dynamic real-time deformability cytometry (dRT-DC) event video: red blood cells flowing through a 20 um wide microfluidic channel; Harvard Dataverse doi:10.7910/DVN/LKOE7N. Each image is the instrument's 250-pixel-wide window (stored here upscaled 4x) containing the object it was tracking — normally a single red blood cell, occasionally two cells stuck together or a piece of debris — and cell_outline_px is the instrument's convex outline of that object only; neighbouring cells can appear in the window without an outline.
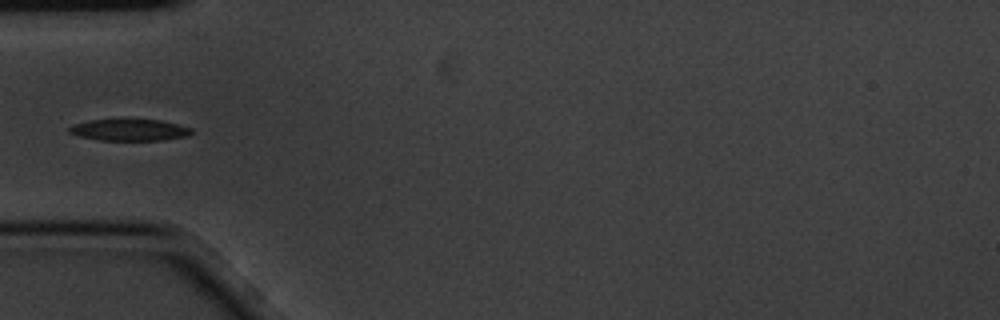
{"species": "common noctule bat (a hibernating species)", "species_latin": "Nyctalus noctula", "temperature_condition": "cold", "stored_images_in_passage": 5, "camera_frame_rate_fps": 3000, "um_per_image_px": 0.085, "animal": {"sex": "male", "body_mass_g": 20.1, "forearm_length_mm": 53.5}, "frame": {"image": 1, "passage_image": 5, "time_ms": 1.333, "image_size_px": [1000, 320], "cell_outline_px": [[192, 132], [188, 136], [164, 140], [100, 140], [80, 136], [68, 132], [68, 128], [72, 124], [92, 120], [124, 116], [128, 116], [160, 120], [192, 128]], "centroid_in_image_um": [10.99, 10.99], "position_along_channel_um": 74.0, "area_um2": 16.24}}